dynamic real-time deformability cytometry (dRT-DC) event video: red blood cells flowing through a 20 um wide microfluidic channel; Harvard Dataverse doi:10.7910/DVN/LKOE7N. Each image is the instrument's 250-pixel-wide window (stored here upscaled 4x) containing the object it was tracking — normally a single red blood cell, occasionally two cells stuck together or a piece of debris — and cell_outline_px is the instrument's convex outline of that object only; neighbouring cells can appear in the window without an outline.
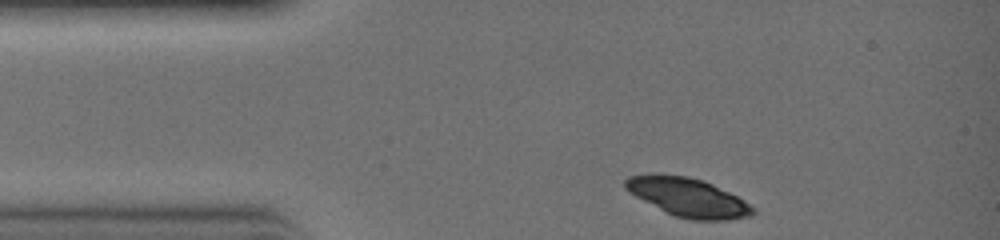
{"species": "common noctule bat (a hibernating species)", "species_latin": "Nyctalus noctula", "temperature_condition": "warm", "stored_images_in_passage": 2, "camera_frame_rate_fps": 3000, "um_per_image_px": 0.085, "animal": {"sex": "female", "body_mass_g": 19.0, "forearm_length_mm": 51.5}, "frame": {"image": 1, "passage_image": 1, "time_ms": 0.0, "image_size_px": [1000, 240], "cell_outline_px": [[756, 212], [752, 216], [728, 220], [688, 220], [676, 216], [636, 196], [624, 188], [624, 180], [628, 176], [648, 172], [656, 172], [688, 176], [704, 180], [744, 200], [756, 208]], "centroid_in_image_um": [58.47, 16.74], "position_along_channel_um": 26.5, "area_um2": 29.02}}